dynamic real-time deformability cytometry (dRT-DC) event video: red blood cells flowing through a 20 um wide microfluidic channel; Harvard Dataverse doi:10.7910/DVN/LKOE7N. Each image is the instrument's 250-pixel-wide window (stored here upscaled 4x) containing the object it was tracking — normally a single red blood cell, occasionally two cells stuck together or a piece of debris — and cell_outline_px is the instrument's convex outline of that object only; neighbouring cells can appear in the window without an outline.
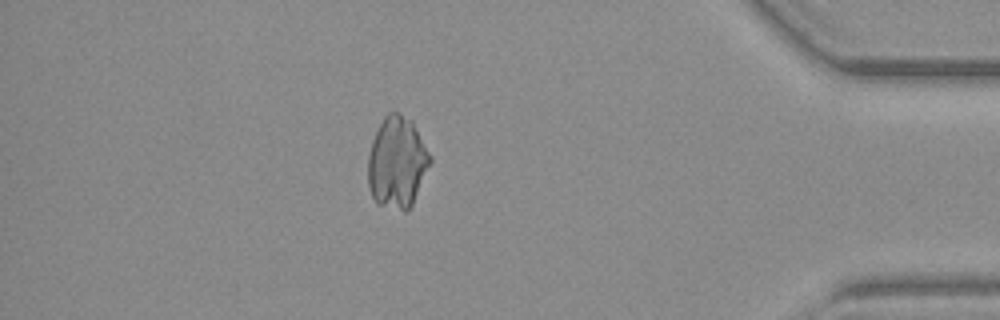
{"species": "common noctule bat (a hibernating species)", "species_latin": "Nyctalus noctula", "temperature_condition": "warm", "stored_images_in_passage": 36, "camera_frame_rate_fps": 3000, "um_per_image_px": 0.085, "animal": {"sex": "female", "body_mass_g": 19.3, "forearm_length_mm": 54.1}, "frame": {"image": 1, "passage_image": 34, "time_ms": 11.0, "image_size_px": [1000, 320], "cell_outline_px": [[432, 160], [412, 204], [404, 212], [376, 204], [372, 196], [368, 184], [368, 156], [372, 140], [384, 116], [388, 112], [396, 112], [412, 120], [432, 156]], "centroid_in_image_um": [33.75, 13.81], "position_along_channel_um": 401.4, "area_um2": 33.18}}